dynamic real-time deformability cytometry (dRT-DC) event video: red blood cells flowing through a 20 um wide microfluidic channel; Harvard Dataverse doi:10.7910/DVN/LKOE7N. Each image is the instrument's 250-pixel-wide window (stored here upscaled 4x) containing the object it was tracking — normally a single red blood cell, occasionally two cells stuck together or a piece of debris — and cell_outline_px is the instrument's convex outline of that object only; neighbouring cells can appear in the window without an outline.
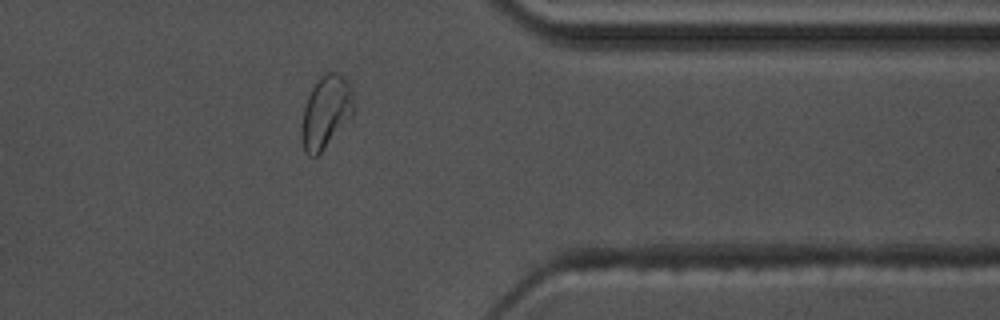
{"species": "common noctule bat (a hibernating species)", "species_latin": "Nyctalus noctula", "temperature_condition": "warm", "stored_images_in_passage": 33, "camera_frame_rate_fps": 3000, "um_per_image_px": 0.085, "animal": {"sex": "male", "body_mass_g": 17.5, "forearm_length_mm": 52.3}, "frame": {"image": 1, "passage_image": 28, "time_ms": 9.0, "image_size_px": [1000, 320], "cell_outline_px": [[356, 112], [324, 148], [316, 156], [308, 156], [304, 152], [300, 136], [300, 128], [304, 108], [308, 96], [316, 80], [324, 72], [336, 72], [344, 76], [352, 88]], "centroid_in_image_um": [27.71, 9.5], "position_along_channel_um": 383.7, "area_um2": 22.48}}